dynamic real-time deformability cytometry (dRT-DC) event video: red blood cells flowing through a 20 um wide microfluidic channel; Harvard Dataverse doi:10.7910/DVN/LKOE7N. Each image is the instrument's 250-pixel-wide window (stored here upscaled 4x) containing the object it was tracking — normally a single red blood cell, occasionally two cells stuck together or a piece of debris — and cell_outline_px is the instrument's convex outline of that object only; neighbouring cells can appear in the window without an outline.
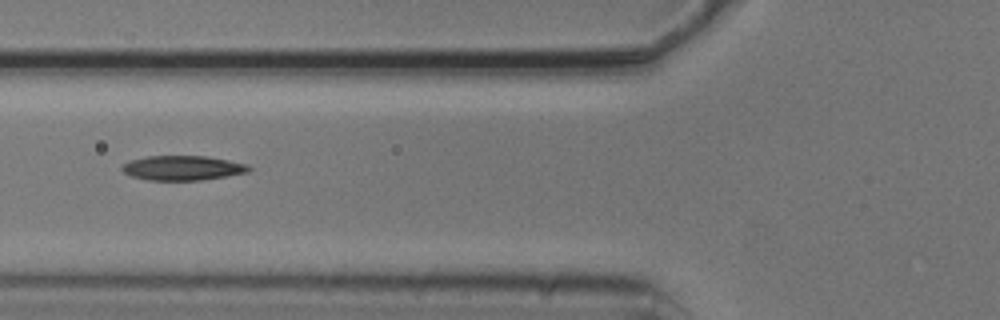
{"species": "common noctule bat (a hibernating species)", "species_latin": "Nyctalus noctula", "temperature_condition": "cold", "stored_images_in_passage": 5, "camera_frame_rate_fps": 3000, "um_per_image_px": 0.085, "animal": {"sex": "male", "body_mass_g": 20.5, "forearm_length_mm": 52.5}, "frame": {"image": 1, "passage_image": 3, "time_ms": 0.667, "image_size_px": [1000, 320], "cell_outline_px": [[252, 168], [248, 172], [200, 180], [148, 180], [132, 176], [124, 172], [120, 168], [128, 160], [148, 156], [208, 156], [248, 164]], "centroid_in_image_um": [15.51, 14.27], "position_along_channel_um": 110.3, "area_um2": 18.15}}
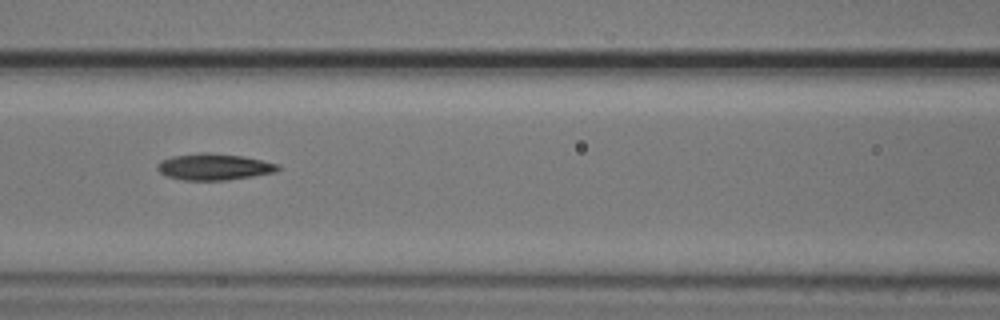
{"frame": {"image": 2, "passage_image": 4, "time_ms": 1.0, "image_size_px": [1000, 320], "cell_outline_px": [[280, 168], [276, 172], [228, 180], [180, 180], [164, 176], [156, 168], [156, 164], [160, 160], [172, 156], [200, 152], [208, 152], [244, 156], [280, 164]], "centroid_in_image_um": [18.16, 14.17], "position_along_channel_um": 148.4, "area_um2": 18.9}}